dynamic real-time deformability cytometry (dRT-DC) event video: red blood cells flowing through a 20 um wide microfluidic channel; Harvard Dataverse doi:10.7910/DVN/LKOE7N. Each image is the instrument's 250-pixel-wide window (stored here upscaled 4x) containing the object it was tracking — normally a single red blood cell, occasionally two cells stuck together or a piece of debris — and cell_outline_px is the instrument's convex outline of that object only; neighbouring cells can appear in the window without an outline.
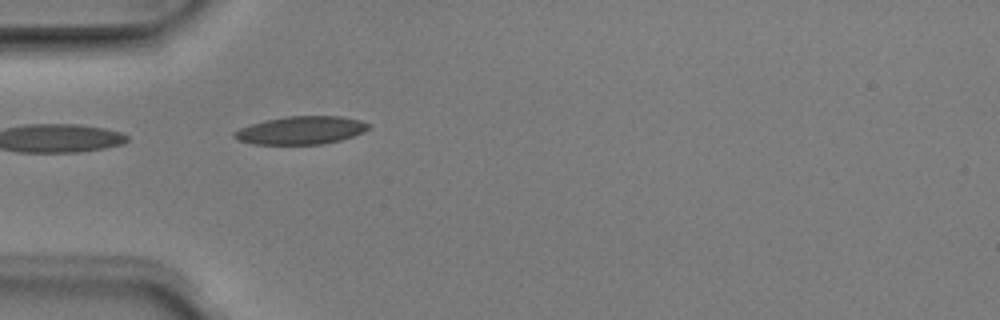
{"species": "Egyptian fruit bat (a non-hibernating species)", "species_latin": "Rousettus aegyptiacus", "temperature_condition": "room temperature", "stored_images_in_passage": 4, "camera_frame_rate_fps": 3000, "um_per_image_px": 0.085, "animal": {"sex": "male"}, "frame": {"image": 1, "passage_image": 4, "time_ms": 1.0, "image_size_px": [1000, 320], "cell_outline_px": [[372, 124], [364, 132], [340, 140], [320, 144], [252, 144], [236, 140], [232, 136], [232, 132], [240, 128], [264, 120], [288, 116], [340, 116], [360, 120]], "centroid_in_image_um": [25.56, 11.07], "position_along_channel_um": 59.4, "area_um2": 21.96}}